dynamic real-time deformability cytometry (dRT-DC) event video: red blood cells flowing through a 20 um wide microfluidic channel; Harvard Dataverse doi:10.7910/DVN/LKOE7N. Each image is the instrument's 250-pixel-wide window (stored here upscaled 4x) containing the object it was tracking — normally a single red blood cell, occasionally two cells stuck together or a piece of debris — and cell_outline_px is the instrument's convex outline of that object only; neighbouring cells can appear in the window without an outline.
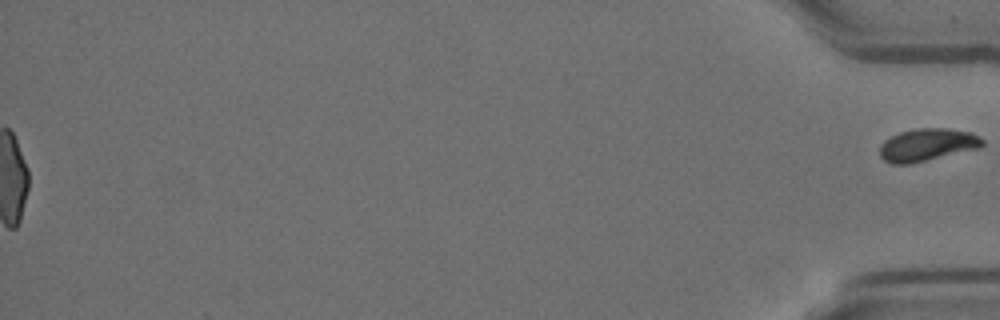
{"species": "Egyptian fruit bat (a non-hibernating species)", "species_latin": "Rousettus aegyptiacus", "temperature_condition": "room temperature", "stored_images_in_passage": 58, "segment_of_instrument_passage": [2, 2], "camera_frame_rate_fps": 3000, "um_per_image_px": 0.085, "animal": {"sex": "female"}, "frame": {"image": 1, "passage_image": 58, "time_ms": 19.0, "image_size_px": [1000, 320], "cell_outline_px": [[984, 144], [980, 148], [912, 164], [892, 164], [884, 160], [880, 156], [880, 144], [884, 140], [900, 132], [916, 128], [948, 128], [972, 132], [980, 136], [984, 140]], "centroid_in_image_um": [78.84, 12.31], "position_along_channel_um": 356.4, "area_um2": 19.77}}